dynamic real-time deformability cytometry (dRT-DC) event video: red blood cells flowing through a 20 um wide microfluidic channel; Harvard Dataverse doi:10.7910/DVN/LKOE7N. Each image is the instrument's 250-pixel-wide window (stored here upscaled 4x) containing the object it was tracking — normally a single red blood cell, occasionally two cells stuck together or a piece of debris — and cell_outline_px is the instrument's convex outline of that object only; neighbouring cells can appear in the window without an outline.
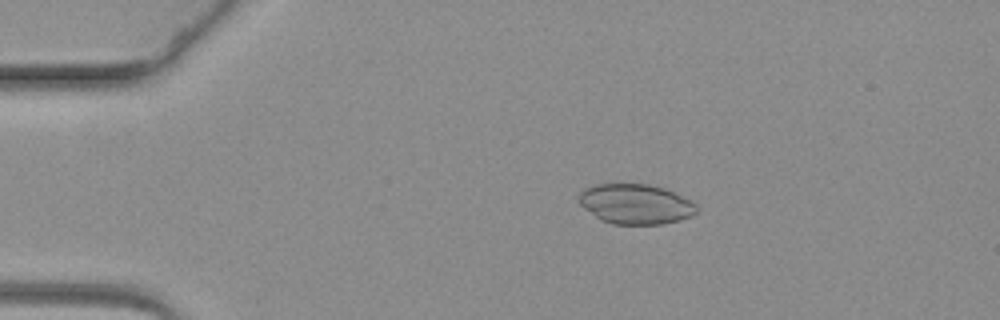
{"species": "common noctule bat (a hibernating species)", "species_latin": "Nyctalus noctula", "temperature_condition": "warm", "stored_images_in_passage": 62, "camera_frame_rate_fps": 3000, "um_per_image_px": 0.085, "animal": {"sex": "female", "body_mass_g": 19.3, "forearm_length_mm": 54.1}, "frame": {"image": 1, "passage_image": 13, "time_ms": 4.0, "image_size_px": [1000, 320], "cell_outline_px": [[696, 212], [692, 216], [680, 220], [660, 224], [612, 224], [600, 220], [584, 208], [576, 200], [576, 196], [584, 188], [596, 184], [648, 184], [664, 188], [692, 200], [696, 204]], "centroid_in_image_um": [53.99, 17.34], "position_along_channel_um": 31.0, "area_um2": 27.69}}
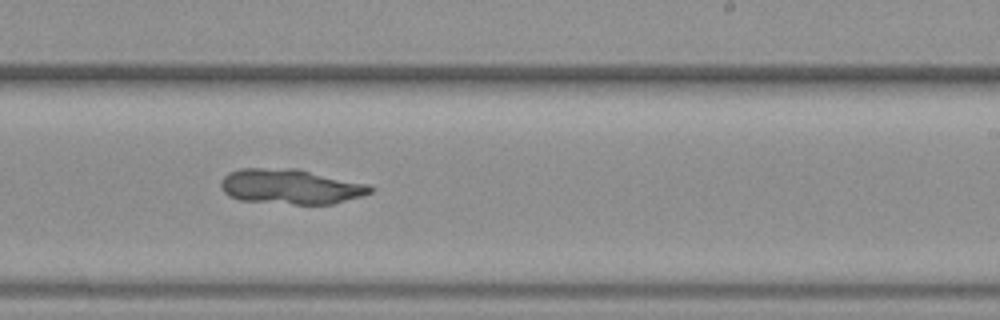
{"frame": {"image": 2, "passage_image": 39, "time_ms": 12.667, "image_size_px": [1000, 320], "cell_outline_px": [[376, 188], [372, 192], [360, 196], [332, 204], [292, 204], [240, 200], [228, 196], [220, 188], [220, 180], [228, 172], [240, 168], [296, 168], [368, 184]], "centroid_in_image_um": [24.67, 15.85], "position_along_channel_um": 264.3, "area_um2": 30.69}}
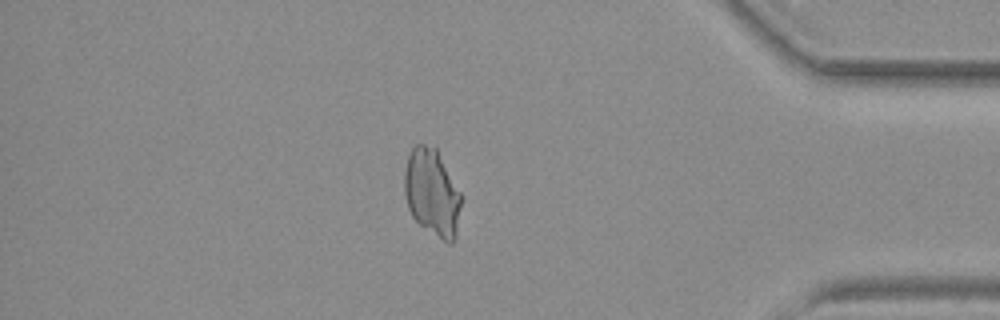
{"frame": {"image": 3, "passage_image": 54, "time_ms": 17.667, "image_size_px": [1000, 320], "cell_outline_px": [[460, 204], [456, 236], [452, 244], [448, 244], [420, 224], [412, 216], [408, 208], [404, 196], [404, 172], [408, 156], [412, 148], [416, 144], [424, 144], [436, 148], [460, 192]], "centroid_in_image_um": [36.7, 16.37], "position_along_channel_um": 398.5, "area_um2": 28.55}}